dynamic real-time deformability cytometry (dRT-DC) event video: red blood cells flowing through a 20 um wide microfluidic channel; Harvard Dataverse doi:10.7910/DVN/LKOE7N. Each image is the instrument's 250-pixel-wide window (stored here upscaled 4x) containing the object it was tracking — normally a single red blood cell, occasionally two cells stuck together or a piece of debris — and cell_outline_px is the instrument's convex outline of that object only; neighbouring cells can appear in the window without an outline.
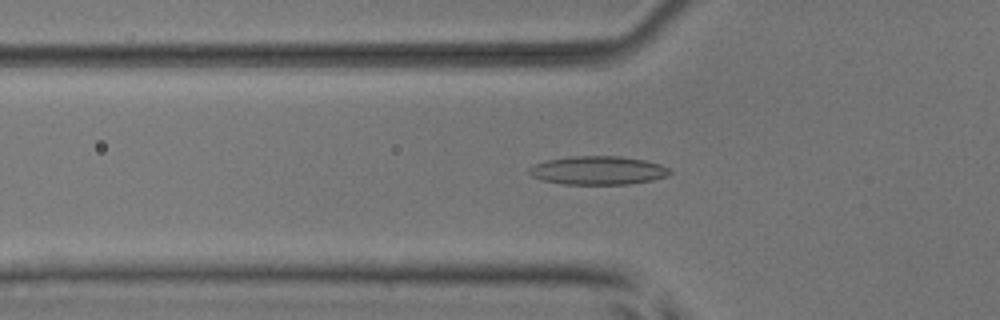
{"species": "common noctule bat (a hibernating species)", "species_latin": "Nyctalus noctula", "temperature_condition": "room temperature", "stored_images_in_passage": 54, "camera_frame_rate_fps": 3000, "um_per_image_px": 0.085, "animal": {"sex": "male", "body_mass_g": 17.9, "forearm_length_mm": 54.2}, "frame": {"image": 1, "passage_image": 19, "time_ms": 6.0, "image_size_px": [1000, 320], "cell_outline_px": [[672, 172], [668, 176], [652, 180], [628, 184], [564, 184], [544, 180], [532, 176], [528, 172], [528, 168], [532, 164], [544, 160], [572, 156], [620, 156], [644, 160], [660, 164], [668, 168]], "centroid_in_image_um": [50.81, 14.47], "position_along_channel_um": 75.0, "area_um2": 23.47}}
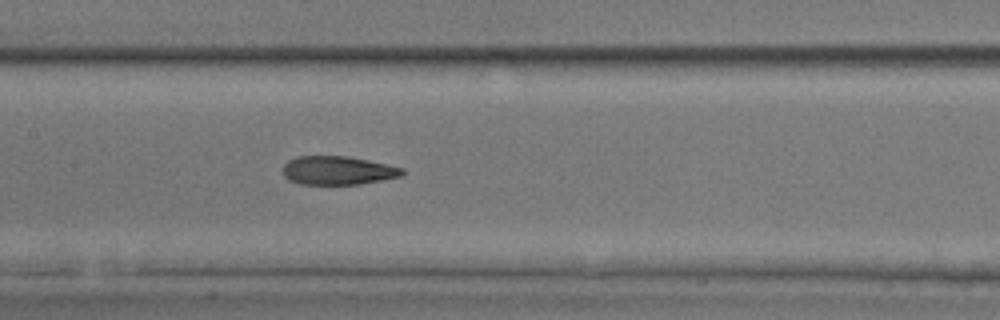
{"frame": {"image": 2, "passage_image": 27, "time_ms": 8.667, "image_size_px": [1000, 320], "cell_outline_px": [[404, 172], [400, 176], [384, 180], [360, 184], [300, 184], [288, 180], [284, 176], [284, 164], [288, 160], [296, 156], [348, 156], [388, 164], [404, 168]], "centroid_in_image_um": [28.72, 14.48], "position_along_channel_um": 178.7, "area_um2": 20.0}}
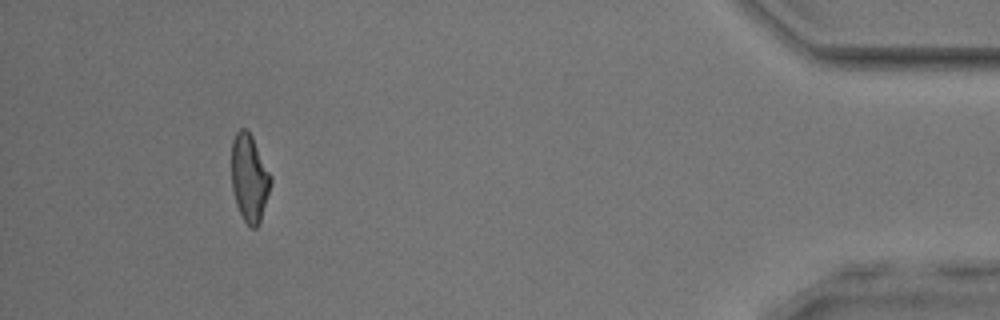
{"frame": {"image": 3, "passage_image": 50, "time_ms": 16.333, "image_size_px": [1000, 320], "cell_outline_px": [[272, 180], [260, 224], [256, 228], [252, 228], [244, 220], [236, 204], [232, 188], [232, 140], [236, 132], [240, 128], [244, 128], [252, 136], [272, 176]], "centroid_in_image_um": [21.21, 15.13], "position_along_channel_um": 414.0, "area_um2": 19.94}, "authors_computed_cell_mechanics": {"area_um2": 20.8658, "velocity_mm_per_s": 3.8759, "shape_relaxation_time_tau1_ms": 9.0671, "shape_relaxation_time_tau2_ms": 2.5001, "deformation_change_tau1": 0.2364, "deformation_change_tau2": 0.1113}}